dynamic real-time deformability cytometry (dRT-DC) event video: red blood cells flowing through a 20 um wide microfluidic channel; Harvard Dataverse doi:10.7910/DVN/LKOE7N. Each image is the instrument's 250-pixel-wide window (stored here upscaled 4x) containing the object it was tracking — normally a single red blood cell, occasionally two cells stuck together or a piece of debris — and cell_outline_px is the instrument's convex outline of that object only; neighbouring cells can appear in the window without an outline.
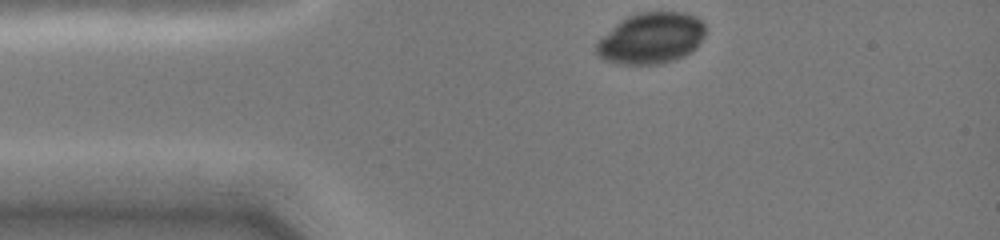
{"species": "common noctule bat (a hibernating species)", "species_latin": "Nyctalus noctula", "temperature_condition": "cold", "stored_images_in_passage": 33, "camera_frame_rate_fps": 3000, "um_per_image_px": 0.085, "animal": {"sex": "female", "body_mass_g": 19.0, "forearm_length_mm": 51.5}, "frame": {"image": 1, "passage_image": 1, "time_ms": 0.0, "image_size_px": [1000, 240], "cell_outline_px": [[704, 36], [696, 48], [684, 56], [676, 60], [660, 64], [616, 64], [600, 56], [596, 52], [596, 44], [620, 20], [628, 16], [640, 12], [684, 12], [696, 16], [704, 24]], "centroid_in_image_um": [55.38, 3.25], "position_along_channel_um": 29.6, "area_um2": 32.31}}
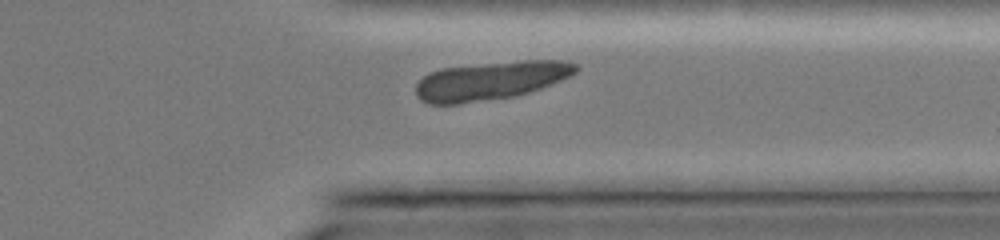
{"frame": {"image": 2, "passage_image": 29, "time_ms": 9.333, "image_size_px": [1000, 240], "cell_outline_px": [[576, 72], [560, 80], [540, 88], [516, 96], [460, 104], [428, 104], [420, 100], [416, 96], [416, 84], [428, 72], [440, 68], [524, 60], [564, 60], [576, 64]], "centroid_in_image_um": [41.65, 6.86], "position_along_channel_um": 369.8, "area_um2": 35.72}}
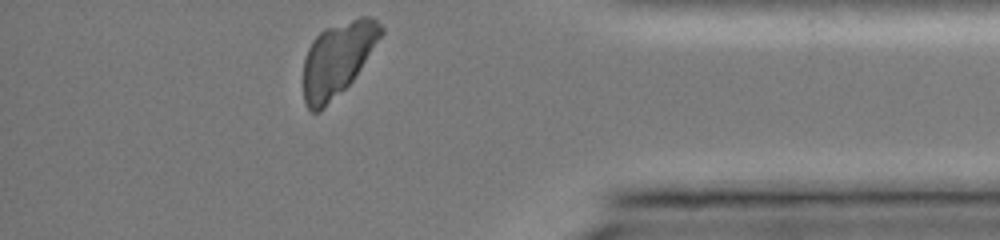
{"frame": {"image": 3, "passage_image": 33, "time_ms": 10.667, "image_size_px": [1000, 240], "cell_outline_px": [[384, 32], [352, 80], [320, 112], [312, 112], [304, 104], [304, 60], [308, 48], [312, 40], [320, 32], [328, 28], [360, 16], [372, 16], [384, 28]], "centroid_in_image_um": [28.68, 5.01], "position_along_channel_um": 406.5, "area_um2": 32.83}}